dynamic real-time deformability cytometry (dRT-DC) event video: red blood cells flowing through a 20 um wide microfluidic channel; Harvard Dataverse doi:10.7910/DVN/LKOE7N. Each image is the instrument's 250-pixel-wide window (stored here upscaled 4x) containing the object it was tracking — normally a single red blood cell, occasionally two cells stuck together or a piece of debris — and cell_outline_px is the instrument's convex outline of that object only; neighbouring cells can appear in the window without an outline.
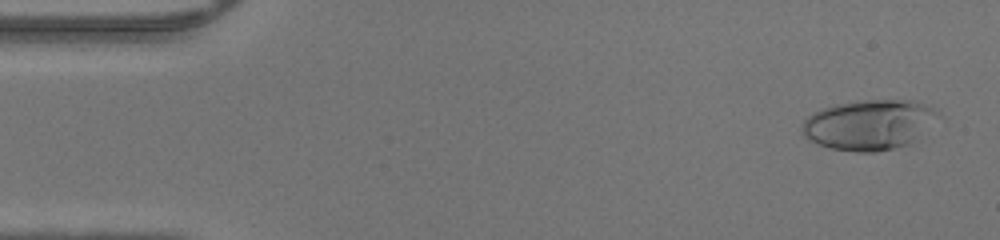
{"species": "human", "species_latin": "Homo sapiens", "temperature_condition": "warm", "stored_images_in_passage": 46, "camera_frame_rate_fps": 3000, "um_per_image_px": 0.085, "donor": {"sex": "male"}, "frame": {"image": 1, "passage_image": 2, "time_ms": 0.333, "image_size_px": [1000, 240], "cell_outline_px": [[940, 116], [908, 144], [876, 152], [856, 152], [828, 148], [816, 144], [804, 136], [800, 132], [800, 128], [804, 120], [812, 112], [836, 104], [860, 100], [912, 100], [924, 104], [932, 108]], "centroid_in_image_um": [73.79, 10.6], "position_along_channel_um": 11.2, "area_um2": 39.54}}
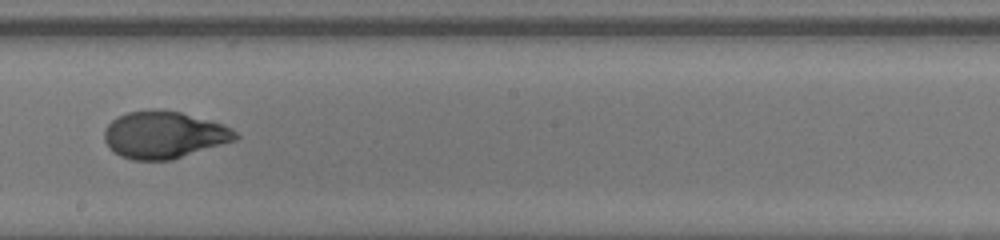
{"frame": {"image": 2, "passage_image": 26, "time_ms": 8.333, "image_size_px": [1000, 240], "cell_outline_px": [[240, 136], [236, 140], [172, 160], [132, 160], [120, 156], [104, 140], [104, 128], [116, 116], [128, 112], [152, 108], [156, 108], [180, 112], [212, 120], [224, 124], [232, 128]], "centroid_in_image_um": [13.96, 11.44], "position_along_channel_um": 234.2, "area_um2": 36.36}}
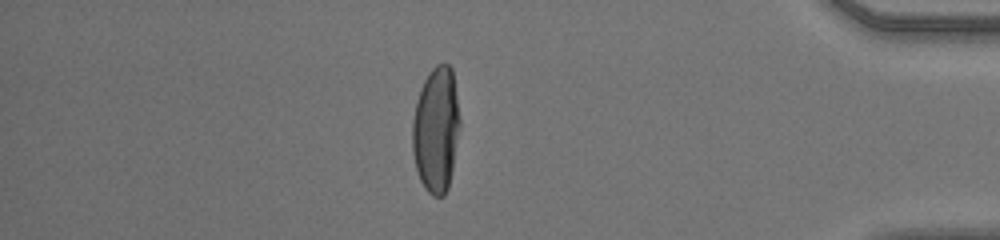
{"frame": {"image": 3, "passage_image": 40, "time_ms": 13.0, "image_size_px": [1000, 240], "cell_outline_px": [[460, 124], [452, 168], [448, 188], [444, 196], [432, 196], [424, 188], [420, 180], [416, 168], [412, 152], [412, 120], [416, 100], [420, 88], [428, 72], [436, 64], [448, 64], [452, 68], [460, 120]], "centroid_in_image_um": [37.05, 11.01], "position_along_channel_um": 398.2, "area_um2": 34.85}}